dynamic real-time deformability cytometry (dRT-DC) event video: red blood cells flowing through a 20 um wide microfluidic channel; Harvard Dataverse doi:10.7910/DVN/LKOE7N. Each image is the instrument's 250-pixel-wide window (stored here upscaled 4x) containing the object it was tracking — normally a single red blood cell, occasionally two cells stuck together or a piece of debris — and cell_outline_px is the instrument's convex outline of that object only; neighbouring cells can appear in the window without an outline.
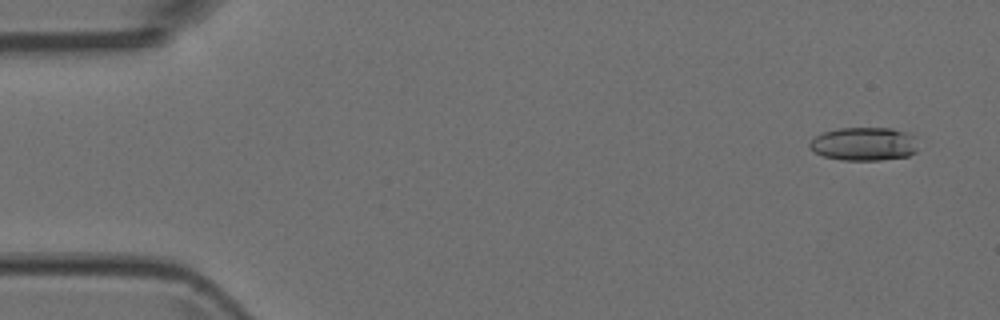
{"species": "Egyptian fruit bat (a non-hibernating species)", "species_latin": "Rousettus aegyptiacus", "temperature_condition": "room temperature", "stored_images_in_passage": 6, "camera_frame_rate_fps": 3000, "um_per_image_px": 0.085, "animal": {"sex": "female"}, "frame": {"image": 1, "passage_image": 1, "time_ms": 0.0, "image_size_px": [1000, 320], "cell_outline_px": [[916, 152], [908, 156], [880, 160], [840, 160], [824, 156], [812, 152], [808, 148], [808, 144], [816, 136], [824, 132], [836, 128], [892, 128], [916, 136]], "centroid_in_image_um": [73.42, 12.24], "position_along_channel_um": 11.6, "area_um2": 21.27}}
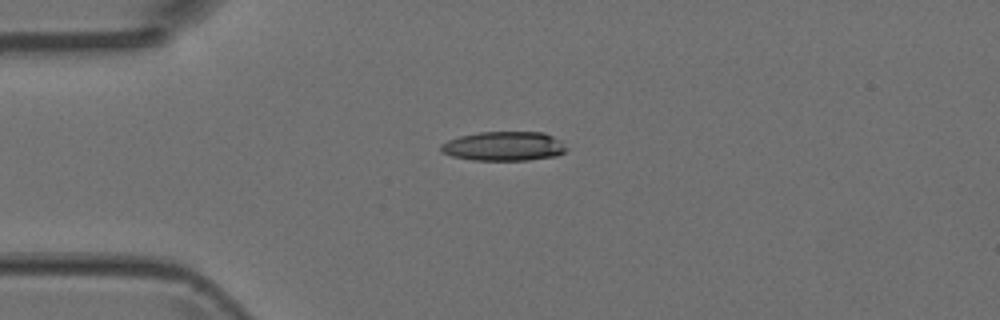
{"frame": {"image": 2, "passage_image": 4, "time_ms": 1.0, "image_size_px": [1000, 320], "cell_outline_px": [[568, 148], [564, 152], [556, 156], [528, 160], [472, 160], [452, 156], [440, 152], [440, 144], [448, 140], [460, 136], [480, 132], [544, 132], [560, 140]], "centroid_in_image_um": [42.82, 12.43], "position_along_channel_um": 42.2, "area_um2": 21.5}}
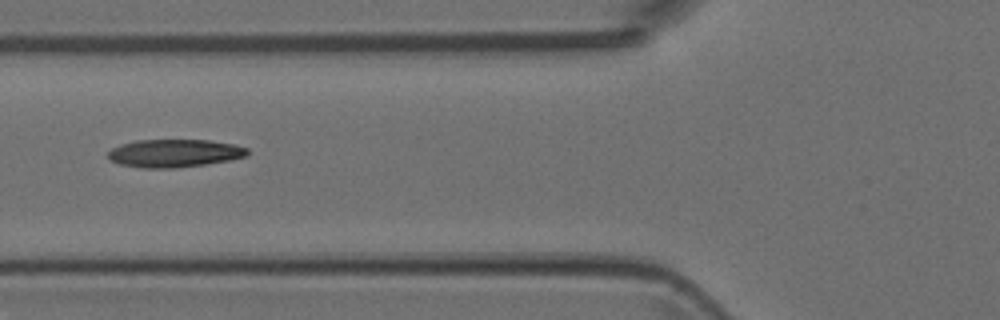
{"frame": {"image": 3, "passage_image": 6, "time_ms": 1.667, "image_size_px": [1000, 320], "cell_outline_px": [[248, 156], [228, 160], [204, 164], [172, 168], [140, 168], [120, 164], [112, 160], [108, 156], [108, 152], [112, 148], [120, 144], [136, 140], [208, 140], [232, 144], [248, 148]], "centroid_in_image_um": [14.81, 13.02], "position_along_channel_um": 111.0, "area_um2": 22.54}}